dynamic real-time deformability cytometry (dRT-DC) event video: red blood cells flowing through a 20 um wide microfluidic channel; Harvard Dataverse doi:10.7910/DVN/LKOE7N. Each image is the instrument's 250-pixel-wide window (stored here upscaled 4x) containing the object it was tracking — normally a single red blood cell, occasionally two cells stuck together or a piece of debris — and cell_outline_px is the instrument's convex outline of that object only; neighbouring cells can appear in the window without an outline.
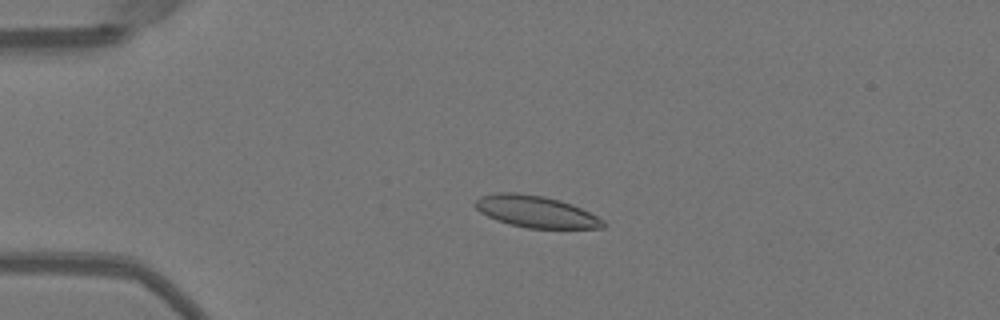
{"species": "Egyptian fruit bat (a non-hibernating species)", "species_latin": "Rousettus aegyptiacus", "temperature_condition": "warm", "stored_images_in_passage": 47, "camera_frame_rate_fps": 3000, "um_per_image_px": 0.085, "animal": {"sex": "female"}, "frame": {"image": 1, "passage_image": 8, "time_ms": 2.333, "image_size_px": [1000, 320], "cell_outline_px": [[608, 224], [604, 228], [528, 228], [508, 224], [496, 220], [480, 212], [472, 204], [480, 196], [496, 192], [516, 192], [544, 196], [560, 200], [572, 204], [604, 220]], "centroid_in_image_um": [45.53, 17.98], "position_along_channel_um": 39.5, "area_um2": 23.81}}
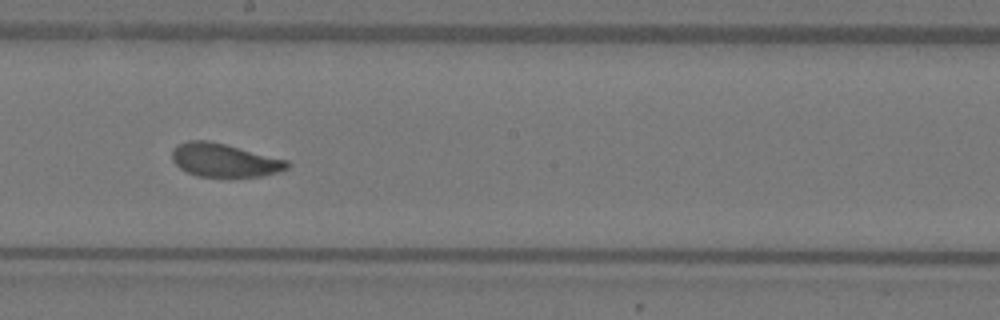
{"frame": {"image": 2, "passage_image": 25, "time_ms": 8.0, "image_size_px": [1000, 320], "cell_outline_px": [[292, 164], [288, 168], [276, 172], [260, 176], [196, 176], [180, 168], [172, 160], [172, 148], [188, 140], [208, 140], [288, 160]], "centroid_in_image_um": [19.06, 13.61], "position_along_channel_um": 229.1, "area_um2": 22.14}}
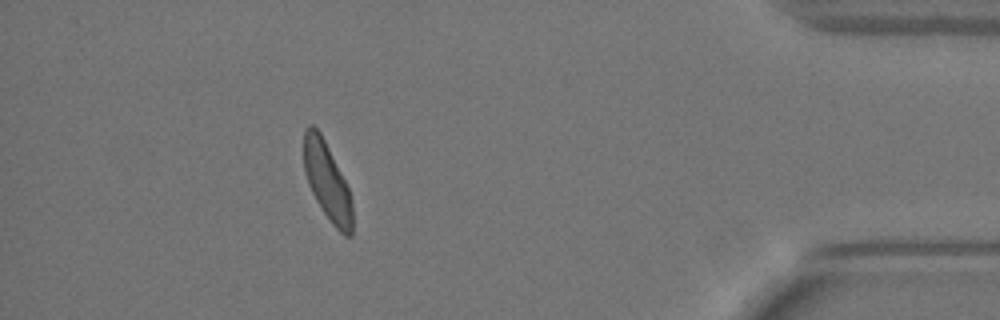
{"frame": {"image": 3, "passage_image": 42, "time_ms": 13.667, "image_size_px": [1000, 320], "cell_outline_px": [[352, 236], [344, 236], [332, 224], [316, 200], [308, 184], [304, 172], [304, 128], [308, 124], [312, 124], [320, 132], [348, 188], [352, 204]], "centroid_in_image_um": [27.79, 15.42], "position_along_channel_um": 407.4, "area_um2": 21.68}, "authors_computed_cell_mechanics": {"area_um2": 23.0622, "velocity_mm_per_s": 3.9924, "shape_relaxation_time_tau1_ms": 3.4701, "shape_relaxation_time_tau2_ms": 1.7754, "deformation_change_tau1": 0.1332, "deformation_change_tau2": 0.0726}}